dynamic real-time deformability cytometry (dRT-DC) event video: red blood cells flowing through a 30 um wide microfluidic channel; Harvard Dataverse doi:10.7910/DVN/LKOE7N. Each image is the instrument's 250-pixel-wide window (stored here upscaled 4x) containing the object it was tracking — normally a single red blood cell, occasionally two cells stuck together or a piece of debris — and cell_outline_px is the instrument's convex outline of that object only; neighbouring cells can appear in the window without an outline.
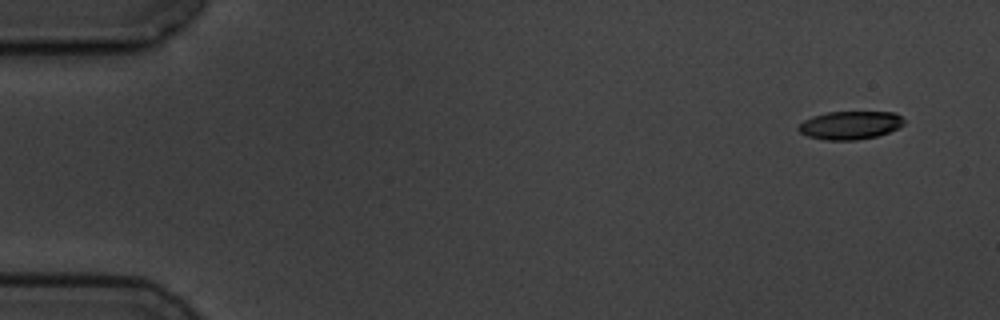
{"species": "common noctule bat (a hibernating species)", "species_latin": "Nyctalus noctula", "temperature_condition": "cold", "stored_images_in_passage": 6, "camera_frame_rate_fps": 3000, "um_per_image_px": 0.085, "animal": {"sex": "male", "body_mass_g": 19.5, "forearm_length_mm": 54.6}, "frame": {"image": 1, "passage_image": 1, "time_ms": 0.0, "image_size_px": [1000, 320], "cell_outline_px": [[904, 124], [888, 132], [876, 136], [856, 140], [824, 140], [808, 136], [800, 132], [796, 128], [804, 120], [812, 116], [828, 112], [896, 112], [904, 120]], "centroid_in_image_um": [72.24, 10.64], "position_along_channel_um": 12.8, "area_um2": 17.28}}
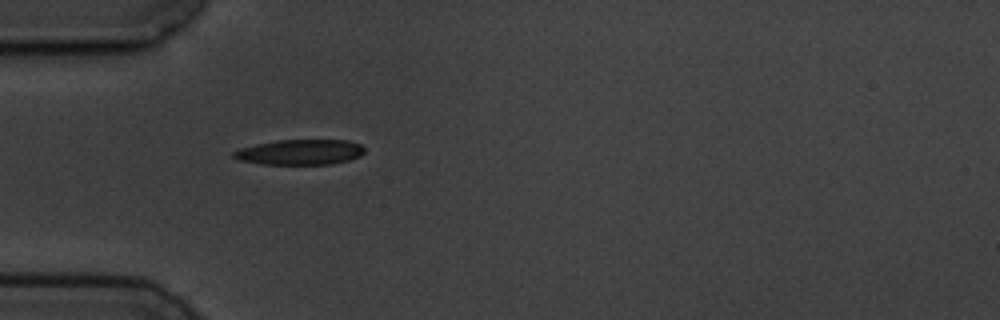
{"frame": {"image": 2, "passage_image": 5, "time_ms": 4.667, "image_size_px": [1000, 320], "cell_outline_px": [[364, 152], [360, 156], [348, 160], [332, 164], [260, 164], [236, 160], [232, 156], [232, 152], [240, 148], [256, 144], [280, 140], [348, 140], [360, 144], [364, 148]], "centroid_in_image_um": [25.48, 12.93], "position_along_channel_um": 59.5, "area_um2": 19.36}}
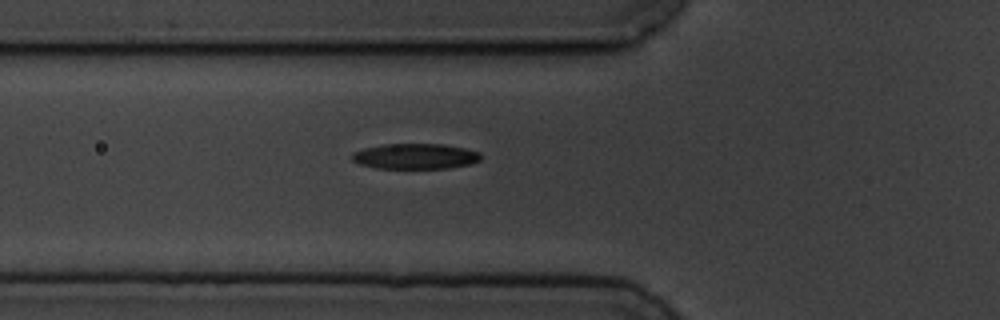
{"frame": {"image": 3, "passage_image": 6, "time_ms": 5.667, "image_size_px": [1000, 320], "cell_outline_px": [[480, 160], [472, 164], [448, 168], [376, 168], [360, 164], [352, 160], [352, 152], [364, 148], [384, 144], [444, 144], [464, 148], [480, 152]], "centroid_in_image_um": [35.3, 13.28], "position_along_channel_um": 90.5, "area_um2": 19.13}}